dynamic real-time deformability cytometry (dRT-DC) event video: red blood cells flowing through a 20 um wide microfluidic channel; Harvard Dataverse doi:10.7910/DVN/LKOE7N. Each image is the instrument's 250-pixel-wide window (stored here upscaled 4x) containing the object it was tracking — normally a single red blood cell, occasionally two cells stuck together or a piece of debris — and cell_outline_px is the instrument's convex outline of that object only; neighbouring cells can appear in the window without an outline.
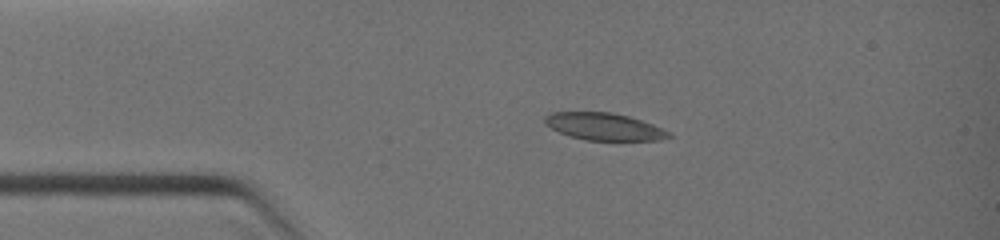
{"species": "common noctule bat (a hibernating species)", "species_latin": "Nyctalus noctula", "temperature_condition": "warm", "stored_images_in_passage": 2, "camera_frame_rate_fps": 3000, "um_per_image_px": 0.085, "animal": {"sex": "female", "body_mass_g": 19.0, "forearm_length_mm": 51.5}, "frame": {"image": 1, "passage_image": 1, "time_ms": 0.0, "image_size_px": [1000, 240], "cell_outline_px": [[672, 136], [660, 140], [584, 140], [560, 132], [544, 124], [544, 116], [552, 112], [612, 112], [628, 116], [652, 124], [668, 132]], "centroid_in_image_um": [51.31, 10.75], "position_along_channel_um": 33.7, "area_um2": 19.42}}